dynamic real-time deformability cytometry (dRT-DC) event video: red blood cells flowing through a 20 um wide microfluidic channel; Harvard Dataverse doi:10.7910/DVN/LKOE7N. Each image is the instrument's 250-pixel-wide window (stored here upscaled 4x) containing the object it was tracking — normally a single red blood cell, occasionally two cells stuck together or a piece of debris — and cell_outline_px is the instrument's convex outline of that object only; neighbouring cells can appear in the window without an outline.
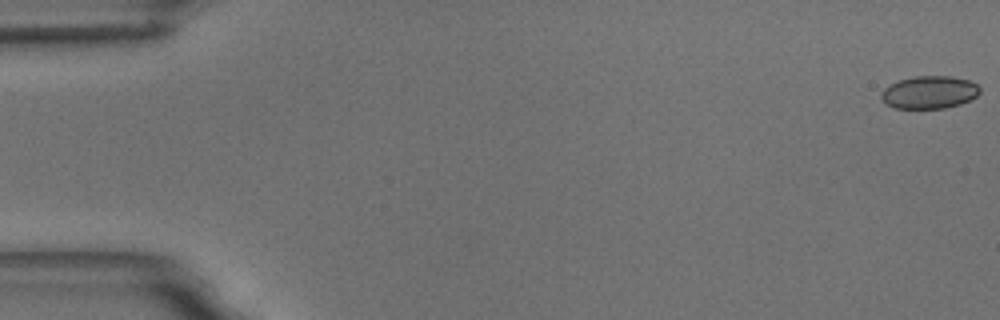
{"species": "common noctule bat (a hibernating species)", "species_latin": "Nyctalus noctula", "temperature_condition": "room temperature", "stored_images_in_passage": 56, "camera_frame_rate_fps": 3000, "um_per_image_px": 0.085, "animal": {"sex": "male", "body_mass_g": 18.8}, "frame": {"image": 1, "passage_image": 1, "time_ms": 0.0, "image_size_px": [1000, 320], "cell_outline_px": [[980, 92], [976, 96], [960, 104], [944, 108], [896, 108], [888, 104], [880, 96], [880, 92], [888, 84], [900, 80], [916, 76], [952, 76], [968, 80], [976, 84], [980, 88]], "centroid_in_image_um": [78.98, 7.83], "position_along_channel_um": 6.0, "area_um2": 18.67}}
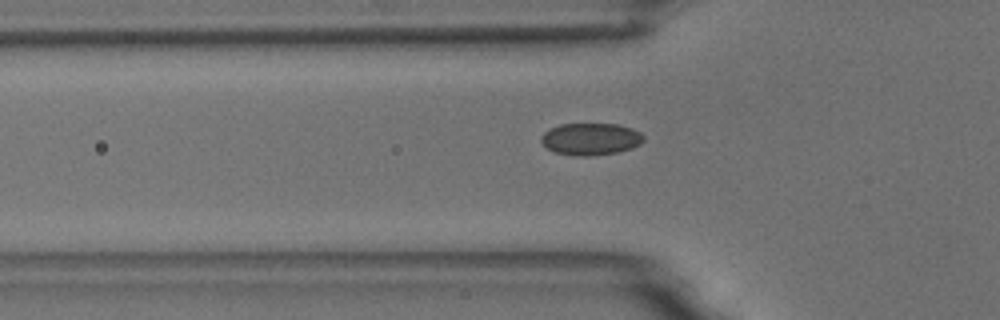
{"frame": {"image": 2, "passage_image": 19, "time_ms": 6.0, "image_size_px": [1000, 320], "cell_outline_px": [[644, 140], [640, 144], [632, 148], [616, 152], [592, 156], [572, 156], [556, 152], [548, 148], [540, 140], [540, 136], [548, 128], [560, 124], [616, 124], [632, 128], [640, 132], [644, 136]], "centroid_in_image_um": [50.2, 11.81], "position_along_channel_um": 75.6, "area_um2": 19.25}}
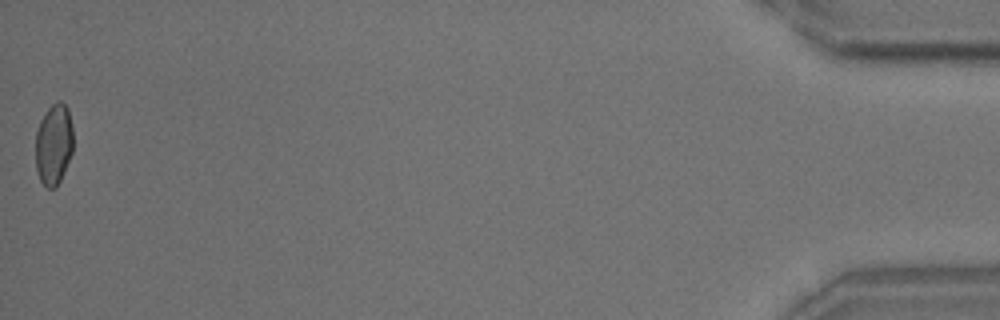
{"frame": {"image": 3, "passage_image": 56, "time_ms": 18.333, "image_size_px": [1000, 320], "cell_outline_px": [[72, 152], [64, 172], [56, 188], [48, 188], [40, 180], [36, 168], [36, 132], [40, 120], [48, 108], [56, 100], [60, 100], [68, 108], [72, 128]], "centroid_in_image_um": [4.56, 12.25], "position_along_channel_um": 430.6, "area_um2": 17.74}, "authors_computed_cell_mechanics": {"area_um2": 18.8717, "velocity_mm_per_s": 3.6471, "shape_relaxation_time_tau1_ms": 8.6346, "shape_relaxation_time_tau2_ms": 1.1933, "deformation_change_tau1": 0.107, "deformation_change_tau2": 0.0406}}